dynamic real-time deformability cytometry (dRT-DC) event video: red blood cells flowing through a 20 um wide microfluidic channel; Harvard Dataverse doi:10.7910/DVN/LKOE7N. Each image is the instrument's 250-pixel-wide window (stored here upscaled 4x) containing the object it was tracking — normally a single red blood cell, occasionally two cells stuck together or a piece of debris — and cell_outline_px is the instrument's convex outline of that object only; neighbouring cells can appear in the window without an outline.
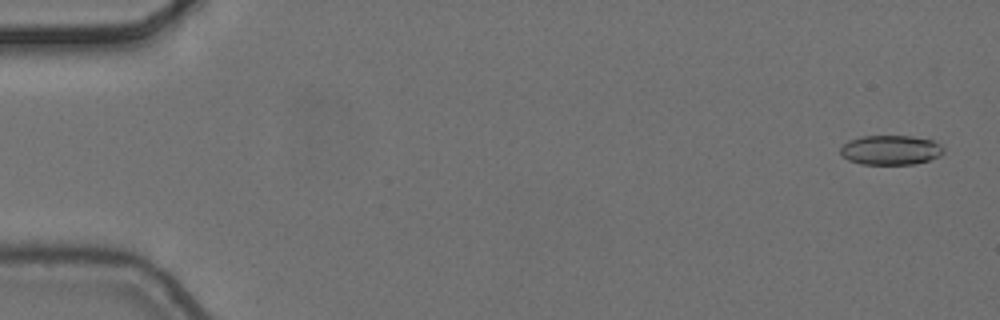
{"species": "common noctule bat (a hibernating species)", "species_latin": "Nyctalus noctula", "temperature_condition": "cold", "stored_images_in_passage": 5, "camera_frame_rate_fps": 3000, "um_per_image_px": 0.085, "animal": {"sex": "female", "body_mass_g": 24.6, "forearm_length_mm": 56.2}, "frame": {"image": 1, "passage_image": 1, "time_ms": 0.0, "image_size_px": [1000, 320], "cell_outline_px": [[944, 152], [940, 156], [916, 164], [860, 164], [848, 160], [840, 152], [840, 148], [848, 140], [860, 136], [912, 136], [932, 140], [940, 144], [944, 148]], "centroid_in_image_um": [75.71, 12.75], "position_along_channel_um": 9.3, "area_um2": 17.86}}
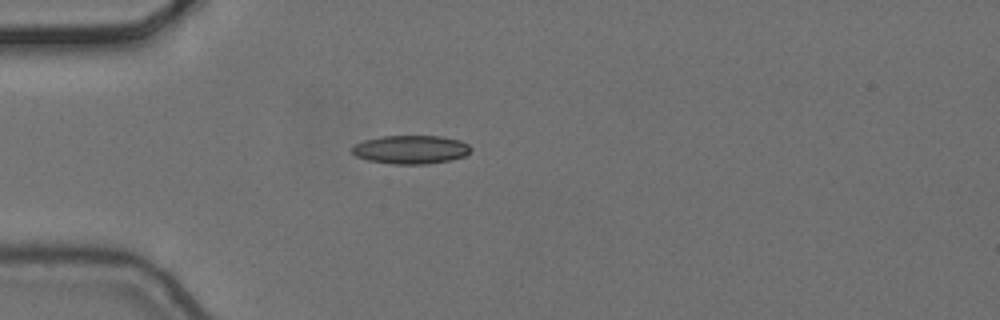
{"frame": {"image": 2, "passage_image": 5, "time_ms": 1.333, "image_size_px": [1000, 320], "cell_outline_px": [[472, 148], [464, 156], [448, 160], [428, 164], [392, 164], [368, 160], [356, 156], [352, 152], [352, 148], [356, 144], [364, 140], [384, 136], [440, 136], [460, 140], [468, 144]], "centroid_in_image_um": [34.92, 12.71], "position_along_channel_um": 50.1, "area_um2": 19.59}}